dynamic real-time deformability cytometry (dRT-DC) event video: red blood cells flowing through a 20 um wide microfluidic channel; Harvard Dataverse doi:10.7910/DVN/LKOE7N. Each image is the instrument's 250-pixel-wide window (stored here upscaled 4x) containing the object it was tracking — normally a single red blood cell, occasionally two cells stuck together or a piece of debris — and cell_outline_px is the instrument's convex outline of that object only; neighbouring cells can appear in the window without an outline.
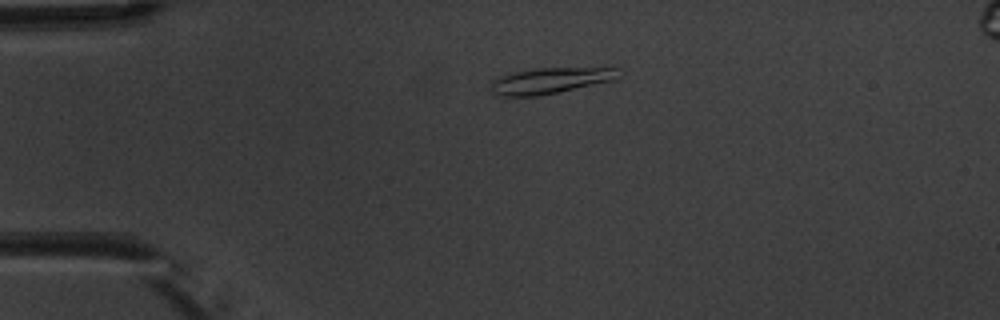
{"species": "common noctule bat (a hibernating species)", "species_latin": "Nyctalus noctula", "temperature_condition": "warm", "stored_images_in_passage": 3, "camera_frame_rate_fps": 3000, "um_per_image_px": 0.085, "animal": {"sex": "male", "body_mass_g": 20.1, "forearm_length_mm": 53.5}, "frame": {"image": 1, "passage_image": 1, "time_ms": 0.0, "image_size_px": [1000, 320], "cell_outline_px": [[620, 76], [612, 80], [556, 92], [536, 96], [500, 96], [492, 92], [492, 80], [496, 76], [512, 72], [540, 68], [616, 68]], "centroid_in_image_um": [46.68, 6.85], "position_along_channel_um": 38.3, "area_um2": 18.9}}